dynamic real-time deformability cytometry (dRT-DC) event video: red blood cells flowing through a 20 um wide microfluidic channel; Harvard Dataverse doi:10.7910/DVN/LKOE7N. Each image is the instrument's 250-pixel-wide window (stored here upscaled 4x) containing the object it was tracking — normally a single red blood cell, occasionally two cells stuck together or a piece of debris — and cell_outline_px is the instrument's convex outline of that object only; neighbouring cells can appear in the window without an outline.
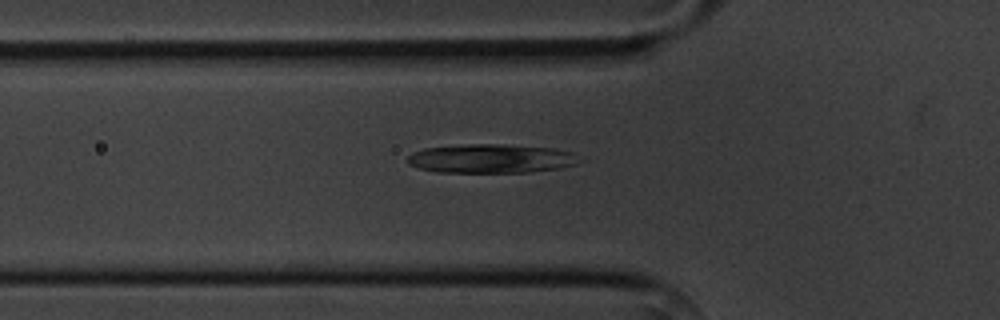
{"species": "common noctule bat (a hibernating species)", "species_latin": "Nyctalus noctula", "temperature_condition": "cold", "stored_images_in_passage": 6, "camera_frame_rate_fps": 3000, "um_per_image_px": 0.085, "animal": {"sex": "male", "body_mass_g": 20.1, "forearm_length_mm": 53.5}, "frame": {"image": 1, "passage_image": 6, "time_ms": 5.667, "image_size_px": [1000, 320], "cell_outline_px": [[584, 160], [576, 164], [560, 168], [528, 172], [436, 172], [416, 168], [408, 164], [408, 156], [412, 152], [424, 148], [468, 144], [504, 144], [552, 148], [572, 152]], "centroid_in_image_um": [41.74, 13.48], "position_along_channel_um": 84.1, "area_um2": 29.19}}